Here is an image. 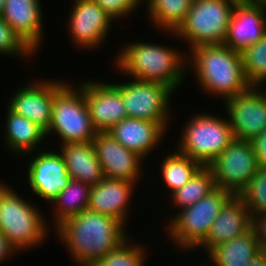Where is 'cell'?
<instances>
[{
    "label": "cell",
    "mask_w": 266,
    "mask_h": 266,
    "mask_svg": "<svg viewBox=\"0 0 266 266\" xmlns=\"http://www.w3.org/2000/svg\"><path fill=\"white\" fill-rule=\"evenodd\" d=\"M260 167H266V129L251 140Z\"/></svg>",
    "instance_id": "obj_34"
},
{
    "label": "cell",
    "mask_w": 266,
    "mask_h": 266,
    "mask_svg": "<svg viewBox=\"0 0 266 266\" xmlns=\"http://www.w3.org/2000/svg\"><path fill=\"white\" fill-rule=\"evenodd\" d=\"M4 4H5V0H0V16L2 15L3 10H4Z\"/></svg>",
    "instance_id": "obj_40"
},
{
    "label": "cell",
    "mask_w": 266,
    "mask_h": 266,
    "mask_svg": "<svg viewBox=\"0 0 266 266\" xmlns=\"http://www.w3.org/2000/svg\"><path fill=\"white\" fill-rule=\"evenodd\" d=\"M41 0H5L1 17L37 54L44 39ZM43 38V39H42Z\"/></svg>",
    "instance_id": "obj_19"
},
{
    "label": "cell",
    "mask_w": 266,
    "mask_h": 266,
    "mask_svg": "<svg viewBox=\"0 0 266 266\" xmlns=\"http://www.w3.org/2000/svg\"><path fill=\"white\" fill-rule=\"evenodd\" d=\"M152 25L160 32H176L184 23L194 0H143ZM147 1V2H146Z\"/></svg>",
    "instance_id": "obj_25"
},
{
    "label": "cell",
    "mask_w": 266,
    "mask_h": 266,
    "mask_svg": "<svg viewBox=\"0 0 266 266\" xmlns=\"http://www.w3.org/2000/svg\"><path fill=\"white\" fill-rule=\"evenodd\" d=\"M71 7L67 22L71 42L86 51L102 46L112 32L113 18L94 0H74Z\"/></svg>",
    "instance_id": "obj_12"
},
{
    "label": "cell",
    "mask_w": 266,
    "mask_h": 266,
    "mask_svg": "<svg viewBox=\"0 0 266 266\" xmlns=\"http://www.w3.org/2000/svg\"><path fill=\"white\" fill-rule=\"evenodd\" d=\"M239 196L252 217L266 214V167L259 168Z\"/></svg>",
    "instance_id": "obj_31"
},
{
    "label": "cell",
    "mask_w": 266,
    "mask_h": 266,
    "mask_svg": "<svg viewBox=\"0 0 266 266\" xmlns=\"http://www.w3.org/2000/svg\"><path fill=\"white\" fill-rule=\"evenodd\" d=\"M0 55L11 56V58L34 57V52L23 42V40L13 31L11 26L0 16ZM29 57V58H28Z\"/></svg>",
    "instance_id": "obj_32"
},
{
    "label": "cell",
    "mask_w": 266,
    "mask_h": 266,
    "mask_svg": "<svg viewBox=\"0 0 266 266\" xmlns=\"http://www.w3.org/2000/svg\"><path fill=\"white\" fill-rule=\"evenodd\" d=\"M5 129L3 136L4 146L10 153L18 156H30L33 151H39L38 145L46 140L45 131L29 119L17 115L8 107L6 109Z\"/></svg>",
    "instance_id": "obj_22"
},
{
    "label": "cell",
    "mask_w": 266,
    "mask_h": 266,
    "mask_svg": "<svg viewBox=\"0 0 266 266\" xmlns=\"http://www.w3.org/2000/svg\"><path fill=\"white\" fill-rule=\"evenodd\" d=\"M259 252L255 232L251 228L246 233L213 247L207 254L211 265L203 262L200 266H247Z\"/></svg>",
    "instance_id": "obj_24"
},
{
    "label": "cell",
    "mask_w": 266,
    "mask_h": 266,
    "mask_svg": "<svg viewBox=\"0 0 266 266\" xmlns=\"http://www.w3.org/2000/svg\"><path fill=\"white\" fill-rule=\"evenodd\" d=\"M208 167L213 172L215 187L239 195L260 165L251 141L234 139Z\"/></svg>",
    "instance_id": "obj_10"
},
{
    "label": "cell",
    "mask_w": 266,
    "mask_h": 266,
    "mask_svg": "<svg viewBox=\"0 0 266 266\" xmlns=\"http://www.w3.org/2000/svg\"><path fill=\"white\" fill-rule=\"evenodd\" d=\"M17 253L8 243L7 238L0 231V264L5 262L6 259H11L12 254ZM9 257V258H8Z\"/></svg>",
    "instance_id": "obj_36"
},
{
    "label": "cell",
    "mask_w": 266,
    "mask_h": 266,
    "mask_svg": "<svg viewBox=\"0 0 266 266\" xmlns=\"http://www.w3.org/2000/svg\"><path fill=\"white\" fill-rule=\"evenodd\" d=\"M258 242L259 249L266 247V214L252 217V227Z\"/></svg>",
    "instance_id": "obj_35"
},
{
    "label": "cell",
    "mask_w": 266,
    "mask_h": 266,
    "mask_svg": "<svg viewBox=\"0 0 266 266\" xmlns=\"http://www.w3.org/2000/svg\"><path fill=\"white\" fill-rule=\"evenodd\" d=\"M259 251L261 252V254L263 256L264 261H265V265H266V247L260 248Z\"/></svg>",
    "instance_id": "obj_39"
},
{
    "label": "cell",
    "mask_w": 266,
    "mask_h": 266,
    "mask_svg": "<svg viewBox=\"0 0 266 266\" xmlns=\"http://www.w3.org/2000/svg\"><path fill=\"white\" fill-rule=\"evenodd\" d=\"M126 149L146 160L168 131L159 123L144 119L125 118L107 131ZM166 133V134H165Z\"/></svg>",
    "instance_id": "obj_21"
},
{
    "label": "cell",
    "mask_w": 266,
    "mask_h": 266,
    "mask_svg": "<svg viewBox=\"0 0 266 266\" xmlns=\"http://www.w3.org/2000/svg\"><path fill=\"white\" fill-rule=\"evenodd\" d=\"M238 1L194 0L179 29L164 33L185 41L188 50L200 45L223 44Z\"/></svg>",
    "instance_id": "obj_7"
},
{
    "label": "cell",
    "mask_w": 266,
    "mask_h": 266,
    "mask_svg": "<svg viewBox=\"0 0 266 266\" xmlns=\"http://www.w3.org/2000/svg\"><path fill=\"white\" fill-rule=\"evenodd\" d=\"M103 82H84V99L97 132H107L128 118L121 92L110 81Z\"/></svg>",
    "instance_id": "obj_16"
},
{
    "label": "cell",
    "mask_w": 266,
    "mask_h": 266,
    "mask_svg": "<svg viewBox=\"0 0 266 266\" xmlns=\"http://www.w3.org/2000/svg\"><path fill=\"white\" fill-rule=\"evenodd\" d=\"M134 189V182L103 178L91 186L88 210L110 216L127 226L126 220L131 213L128 206Z\"/></svg>",
    "instance_id": "obj_18"
},
{
    "label": "cell",
    "mask_w": 266,
    "mask_h": 266,
    "mask_svg": "<svg viewBox=\"0 0 266 266\" xmlns=\"http://www.w3.org/2000/svg\"><path fill=\"white\" fill-rule=\"evenodd\" d=\"M252 227L250 215L243 199L232 195L221 207L217 219L213 222L207 239L198 247L208 253L213 247L233 240L249 231Z\"/></svg>",
    "instance_id": "obj_20"
},
{
    "label": "cell",
    "mask_w": 266,
    "mask_h": 266,
    "mask_svg": "<svg viewBox=\"0 0 266 266\" xmlns=\"http://www.w3.org/2000/svg\"><path fill=\"white\" fill-rule=\"evenodd\" d=\"M59 145L70 179L92 186L104 178L93 142Z\"/></svg>",
    "instance_id": "obj_23"
},
{
    "label": "cell",
    "mask_w": 266,
    "mask_h": 266,
    "mask_svg": "<svg viewBox=\"0 0 266 266\" xmlns=\"http://www.w3.org/2000/svg\"><path fill=\"white\" fill-rule=\"evenodd\" d=\"M93 144L104 178L139 182L143 158L126 149L108 132H97Z\"/></svg>",
    "instance_id": "obj_15"
},
{
    "label": "cell",
    "mask_w": 266,
    "mask_h": 266,
    "mask_svg": "<svg viewBox=\"0 0 266 266\" xmlns=\"http://www.w3.org/2000/svg\"><path fill=\"white\" fill-rule=\"evenodd\" d=\"M91 185L70 179L67 187L52 202L54 228L88 209Z\"/></svg>",
    "instance_id": "obj_26"
},
{
    "label": "cell",
    "mask_w": 266,
    "mask_h": 266,
    "mask_svg": "<svg viewBox=\"0 0 266 266\" xmlns=\"http://www.w3.org/2000/svg\"><path fill=\"white\" fill-rule=\"evenodd\" d=\"M57 79H36L29 81L10 94L8 108L37 124L45 132L52 119L55 92L65 83Z\"/></svg>",
    "instance_id": "obj_13"
},
{
    "label": "cell",
    "mask_w": 266,
    "mask_h": 266,
    "mask_svg": "<svg viewBox=\"0 0 266 266\" xmlns=\"http://www.w3.org/2000/svg\"><path fill=\"white\" fill-rule=\"evenodd\" d=\"M144 41L127 42L120 48L114 61L119 72L127 78L162 83L173 91L181 87L186 80L188 52Z\"/></svg>",
    "instance_id": "obj_3"
},
{
    "label": "cell",
    "mask_w": 266,
    "mask_h": 266,
    "mask_svg": "<svg viewBox=\"0 0 266 266\" xmlns=\"http://www.w3.org/2000/svg\"><path fill=\"white\" fill-rule=\"evenodd\" d=\"M241 57L248 83L263 87L266 82V34L241 52Z\"/></svg>",
    "instance_id": "obj_29"
},
{
    "label": "cell",
    "mask_w": 266,
    "mask_h": 266,
    "mask_svg": "<svg viewBox=\"0 0 266 266\" xmlns=\"http://www.w3.org/2000/svg\"><path fill=\"white\" fill-rule=\"evenodd\" d=\"M33 204L0 180V231L17 253L39 247L50 234L47 218Z\"/></svg>",
    "instance_id": "obj_4"
},
{
    "label": "cell",
    "mask_w": 266,
    "mask_h": 266,
    "mask_svg": "<svg viewBox=\"0 0 266 266\" xmlns=\"http://www.w3.org/2000/svg\"><path fill=\"white\" fill-rule=\"evenodd\" d=\"M232 196L226 190L215 187L195 204L183 208L170 217L165 228L167 235L181 251L198 248L208 236L213 222L217 219L221 207Z\"/></svg>",
    "instance_id": "obj_5"
},
{
    "label": "cell",
    "mask_w": 266,
    "mask_h": 266,
    "mask_svg": "<svg viewBox=\"0 0 266 266\" xmlns=\"http://www.w3.org/2000/svg\"><path fill=\"white\" fill-rule=\"evenodd\" d=\"M264 88L251 86L247 91L223 101L234 139L251 141L266 129Z\"/></svg>",
    "instance_id": "obj_11"
},
{
    "label": "cell",
    "mask_w": 266,
    "mask_h": 266,
    "mask_svg": "<svg viewBox=\"0 0 266 266\" xmlns=\"http://www.w3.org/2000/svg\"><path fill=\"white\" fill-rule=\"evenodd\" d=\"M50 150H41L30 158L26 175L32 193L52 204L67 187L70 176L62 154Z\"/></svg>",
    "instance_id": "obj_14"
},
{
    "label": "cell",
    "mask_w": 266,
    "mask_h": 266,
    "mask_svg": "<svg viewBox=\"0 0 266 266\" xmlns=\"http://www.w3.org/2000/svg\"><path fill=\"white\" fill-rule=\"evenodd\" d=\"M195 114L184 123L175 149L203 167H208L230 145L234 137L225 117L206 112Z\"/></svg>",
    "instance_id": "obj_8"
},
{
    "label": "cell",
    "mask_w": 266,
    "mask_h": 266,
    "mask_svg": "<svg viewBox=\"0 0 266 266\" xmlns=\"http://www.w3.org/2000/svg\"><path fill=\"white\" fill-rule=\"evenodd\" d=\"M116 23V19L126 18L135 13L143 0H94ZM129 14V15H128Z\"/></svg>",
    "instance_id": "obj_33"
},
{
    "label": "cell",
    "mask_w": 266,
    "mask_h": 266,
    "mask_svg": "<svg viewBox=\"0 0 266 266\" xmlns=\"http://www.w3.org/2000/svg\"><path fill=\"white\" fill-rule=\"evenodd\" d=\"M266 6L239 0L234 8L223 44L243 52L266 34Z\"/></svg>",
    "instance_id": "obj_17"
},
{
    "label": "cell",
    "mask_w": 266,
    "mask_h": 266,
    "mask_svg": "<svg viewBox=\"0 0 266 266\" xmlns=\"http://www.w3.org/2000/svg\"><path fill=\"white\" fill-rule=\"evenodd\" d=\"M165 156L162 157L159 169L163 183L170 191L168 195L182 188L203 167L176 149L173 150V153H167Z\"/></svg>",
    "instance_id": "obj_27"
},
{
    "label": "cell",
    "mask_w": 266,
    "mask_h": 266,
    "mask_svg": "<svg viewBox=\"0 0 266 266\" xmlns=\"http://www.w3.org/2000/svg\"><path fill=\"white\" fill-rule=\"evenodd\" d=\"M188 52L187 72L193 70L203 93L217 96L223 102L251 87L244 74L241 53L227 45H200Z\"/></svg>",
    "instance_id": "obj_2"
},
{
    "label": "cell",
    "mask_w": 266,
    "mask_h": 266,
    "mask_svg": "<svg viewBox=\"0 0 266 266\" xmlns=\"http://www.w3.org/2000/svg\"><path fill=\"white\" fill-rule=\"evenodd\" d=\"M215 188L214 175L209 167H202L188 183L172 193L171 205L181 210L198 202Z\"/></svg>",
    "instance_id": "obj_28"
},
{
    "label": "cell",
    "mask_w": 266,
    "mask_h": 266,
    "mask_svg": "<svg viewBox=\"0 0 266 266\" xmlns=\"http://www.w3.org/2000/svg\"><path fill=\"white\" fill-rule=\"evenodd\" d=\"M73 85L65 82L55 92L51 124L45 132L46 137L58 136L60 144L93 142L97 133L84 99V82Z\"/></svg>",
    "instance_id": "obj_6"
},
{
    "label": "cell",
    "mask_w": 266,
    "mask_h": 266,
    "mask_svg": "<svg viewBox=\"0 0 266 266\" xmlns=\"http://www.w3.org/2000/svg\"><path fill=\"white\" fill-rule=\"evenodd\" d=\"M55 232L76 266L98 263L129 235L117 219L85 210L62 222Z\"/></svg>",
    "instance_id": "obj_1"
},
{
    "label": "cell",
    "mask_w": 266,
    "mask_h": 266,
    "mask_svg": "<svg viewBox=\"0 0 266 266\" xmlns=\"http://www.w3.org/2000/svg\"><path fill=\"white\" fill-rule=\"evenodd\" d=\"M112 84L121 92L129 118L159 122L166 130L171 125L170 99L174 92L170 87L137 79Z\"/></svg>",
    "instance_id": "obj_9"
},
{
    "label": "cell",
    "mask_w": 266,
    "mask_h": 266,
    "mask_svg": "<svg viewBox=\"0 0 266 266\" xmlns=\"http://www.w3.org/2000/svg\"><path fill=\"white\" fill-rule=\"evenodd\" d=\"M247 1L255 3V4H261L263 6H266V0H247Z\"/></svg>",
    "instance_id": "obj_38"
},
{
    "label": "cell",
    "mask_w": 266,
    "mask_h": 266,
    "mask_svg": "<svg viewBox=\"0 0 266 266\" xmlns=\"http://www.w3.org/2000/svg\"><path fill=\"white\" fill-rule=\"evenodd\" d=\"M247 266H266L264 258L259 251L255 256L249 261Z\"/></svg>",
    "instance_id": "obj_37"
},
{
    "label": "cell",
    "mask_w": 266,
    "mask_h": 266,
    "mask_svg": "<svg viewBox=\"0 0 266 266\" xmlns=\"http://www.w3.org/2000/svg\"><path fill=\"white\" fill-rule=\"evenodd\" d=\"M128 237L118 247L103 257L98 266H146L147 254L140 244H135L133 239Z\"/></svg>",
    "instance_id": "obj_30"
}]
</instances>
